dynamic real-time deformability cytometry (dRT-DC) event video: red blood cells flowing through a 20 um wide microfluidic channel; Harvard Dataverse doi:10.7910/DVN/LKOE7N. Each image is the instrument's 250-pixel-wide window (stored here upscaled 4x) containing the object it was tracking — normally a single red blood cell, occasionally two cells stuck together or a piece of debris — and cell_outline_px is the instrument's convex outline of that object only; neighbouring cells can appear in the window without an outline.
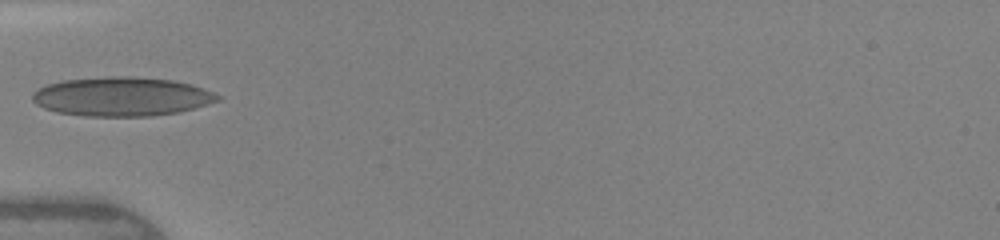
{"species": "human", "species_latin": "Homo sapiens", "temperature_condition": "warm", "stored_images_in_passage": 3, "camera_frame_rate_fps": 3000, "um_per_image_px": 0.085, "donor": {"sex": "female"}, "frame": {"image": 1, "passage_image": 3, "time_ms": 2.333, "image_size_px": [1000, 240], "cell_outline_px": [[220, 100], [180, 112], [152, 116], [84, 116], [56, 112], [44, 108], [36, 104], [32, 100], [32, 92], [48, 84], [64, 80], [116, 76], [128, 76], [172, 80], [192, 84], [212, 92], [220, 96]], "centroid_in_image_um": [10.33, 8.22], "position_along_channel_um": 74.7, "area_um2": 42.02}}